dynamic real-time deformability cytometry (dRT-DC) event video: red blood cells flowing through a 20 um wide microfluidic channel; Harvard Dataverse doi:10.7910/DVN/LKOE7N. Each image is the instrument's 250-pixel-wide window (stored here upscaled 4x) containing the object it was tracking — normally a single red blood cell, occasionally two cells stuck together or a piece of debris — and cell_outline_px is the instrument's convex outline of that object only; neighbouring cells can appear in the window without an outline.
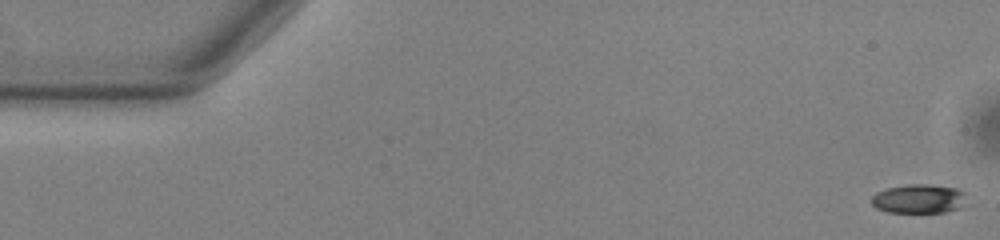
{"species": "common noctule bat (a hibernating species)", "species_latin": "Nyctalus noctula", "temperature_condition": "warm", "stored_images_in_passage": 53, "camera_frame_rate_fps": 3000, "um_per_image_px": 0.085, "animal": {"sex": "male", "body_mass_g": 13.0, "forearm_length_mm": 53.1}, "frame": {"image": 1, "passage_image": 1, "time_ms": 0.0, "image_size_px": [1000, 240], "cell_outline_px": [[964, 192], [956, 208], [944, 212], [888, 212], [876, 208], [872, 204], [872, 196], [876, 192], [888, 188], [908, 184], [928, 184], [956, 188]], "centroid_in_image_um": [77.98, 16.88], "position_along_channel_um": 7.0, "area_um2": 15.55}}
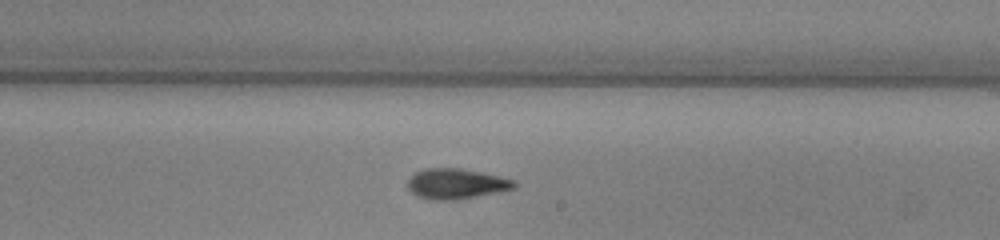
{"frame": {"image": 2, "passage_image": 31, "time_ms": 10.0, "image_size_px": [1000, 240], "cell_outline_px": [[516, 188], [456, 200], [432, 200], [416, 196], [408, 188], [408, 180], [416, 172], [424, 168], [460, 168], [500, 176], [516, 180]], "centroid_in_image_um": [38.77, 15.62], "position_along_channel_um": 250.2, "area_um2": 18.79}}
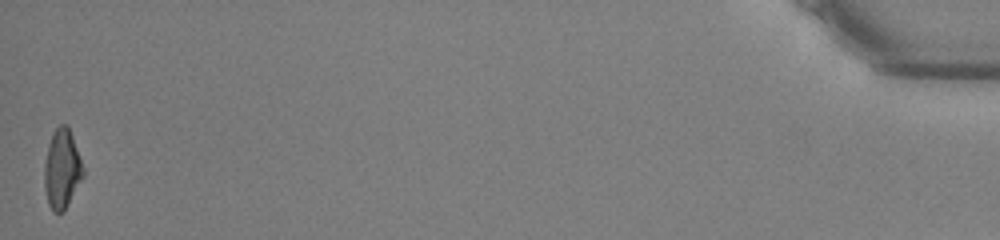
{"frame": {"image": 3, "passage_image": 53, "time_ms": 17.333, "image_size_px": [1000, 240], "cell_outline_px": [[84, 176], [64, 212], [52, 212], [48, 204], [44, 188], [44, 164], [48, 144], [52, 132], [60, 124], [68, 124], [84, 168]], "centroid_in_image_um": [5.26, 14.37], "position_along_channel_um": 429.9, "area_um2": 18.21}, "authors_computed_cell_mechanics": {"area_um2": 18.3226, "velocity_mm_per_s": 3.8585, "shape_relaxation_time_tau1_ms": 4.6028, "shape_relaxation_time_tau2_ms": 4.2768, "deformation_change_tau1": 0.1619, "deformation_change_tau2": 0.1384}}